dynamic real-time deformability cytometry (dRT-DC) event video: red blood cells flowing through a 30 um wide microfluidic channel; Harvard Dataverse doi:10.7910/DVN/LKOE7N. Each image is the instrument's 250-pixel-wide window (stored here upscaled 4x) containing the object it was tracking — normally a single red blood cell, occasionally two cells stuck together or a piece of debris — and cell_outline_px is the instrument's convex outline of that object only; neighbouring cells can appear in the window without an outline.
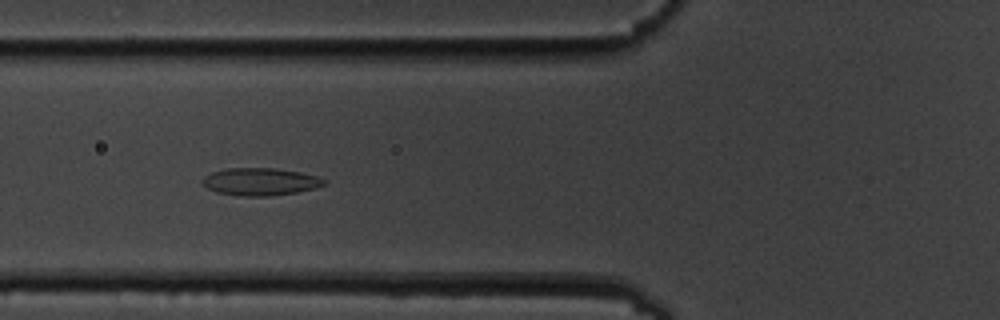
{"species": "common noctule bat (a hibernating species)", "species_latin": "Nyctalus noctula", "temperature_condition": "cold", "stored_images_in_passage": 7, "camera_frame_rate_fps": 3000, "um_per_image_px": 0.085, "animal": {"sex": "male", "body_mass_g": 19.5, "forearm_length_mm": 54.6}, "frame": {"image": 1, "passage_image": 7, "time_ms": 6.667, "image_size_px": [1000, 320], "cell_outline_px": [[328, 180], [324, 184], [316, 188], [296, 192], [272, 196], [240, 196], [216, 192], [208, 188], [200, 180], [204, 176], [212, 172], [228, 168], [276, 168], [300, 172], [316, 176]], "centroid_in_image_um": [22.12, 15.44], "position_along_channel_um": 103.7, "area_um2": 19.54}}